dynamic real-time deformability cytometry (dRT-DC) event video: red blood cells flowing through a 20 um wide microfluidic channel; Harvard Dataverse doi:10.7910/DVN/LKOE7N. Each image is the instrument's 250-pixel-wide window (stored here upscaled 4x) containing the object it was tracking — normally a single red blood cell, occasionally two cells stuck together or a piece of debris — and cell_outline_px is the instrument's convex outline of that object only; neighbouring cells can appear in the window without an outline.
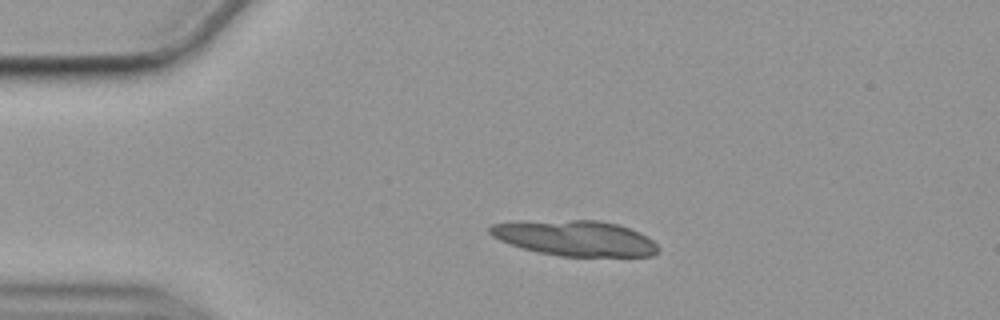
{"species": "common noctule bat (a hibernating species)", "species_latin": "Nyctalus noctula", "temperature_condition": "cold", "stored_images_in_passage": 45, "camera_frame_rate_fps": 3000, "um_per_image_px": 0.085, "animal": {"sex": "female", "body_mass_g": 19.9}, "frame": {"image": 1, "passage_image": 1, "time_ms": 0.0, "image_size_px": [1000, 320], "cell_outline_px": [[660, 252], [652, 256], [560, 256], [540, 252], [508, 244], [492, 236], [488, 232], [488, 228], [492, 224], [516, 220], [600, 220], [616, 224], [640, 232], [648, 236], [660, 248]], "centroid_in_image_um": [48.86, 20.23], "position_along_channel_um": 36.1, "area_um2": 35.14}, "authors_computed_cell_mechanics": {"area_um2": 19.1896, "velocity_mm_per_s": 3.5264, "shape_relaxation_time_tau1_ms": null, "shape_relaxation_time_tau2_ms": 2.8548, "deformation_change_tau1": null, "deformation_change_tau2": 0.0945}}